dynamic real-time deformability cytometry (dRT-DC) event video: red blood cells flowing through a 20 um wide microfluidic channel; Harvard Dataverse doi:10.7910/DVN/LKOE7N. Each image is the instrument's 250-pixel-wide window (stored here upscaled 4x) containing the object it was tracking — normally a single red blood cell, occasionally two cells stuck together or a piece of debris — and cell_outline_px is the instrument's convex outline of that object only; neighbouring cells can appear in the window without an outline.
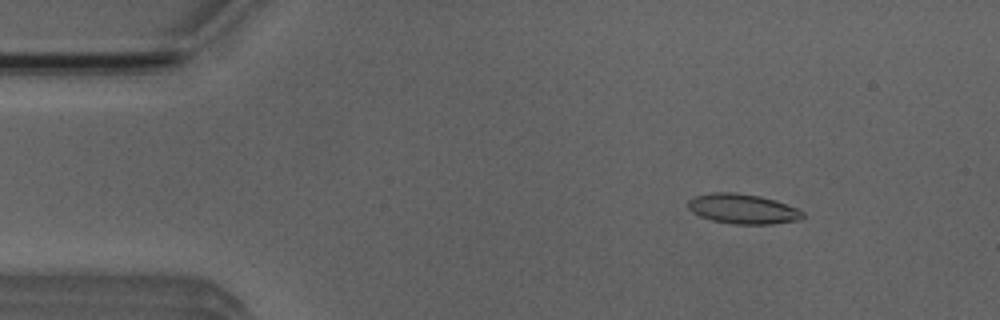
{"species": "Egyptian fruit bat (a non-hibernating species)", "species_latin": "Rousettus aegyptiacus", "temperature_condition": "room temperature", "stored_images_in_passage": 4, "camera_frame_rate_fps": 3000, "um_per_image_px": 0.085, "animal": {"sex": "male"}, "frame": {"image": 1, "passage_image": 2, "time_ms": 2.0, "image_size_px": [1000, 320], "cell_outline_px": [[804, 216], [800, 220], [772, 224], [732, 224], [712, 220], [700, 216], [692, 212], [688, 208], [688, 200], [696, 196], [712, 192], [736, 192], [760, 196], [796, 208], [804, 212]], "centroid_in_image_um": [63.12, 17.76], "position_along_channel_um": 21.9, "area_um2": 19.88}}